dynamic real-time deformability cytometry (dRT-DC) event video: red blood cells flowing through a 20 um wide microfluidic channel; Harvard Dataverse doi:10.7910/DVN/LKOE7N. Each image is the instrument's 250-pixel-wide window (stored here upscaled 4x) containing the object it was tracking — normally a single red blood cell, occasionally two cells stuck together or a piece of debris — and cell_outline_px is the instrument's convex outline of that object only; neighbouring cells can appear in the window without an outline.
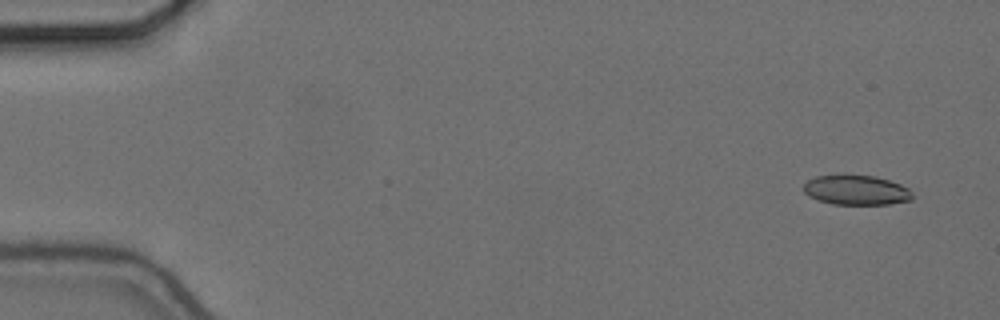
{"species": "common noctule bat (a hibernating species)", "species_latin": "Nyctalus noctula", "temperature_condition": "cold", "stored_images_in_passage": 16, "camera_frame_rate_fps": 3000, "um_per_image_px": 0.085, "animal": {"sex": "female", "body_mass_g": 24.6, "forearm_length_mm": 56.2}, "frame": {"image": 1, "passage_image": 1, "time_ms": 0.0, "image_size_px": [1000, 320], "cell_outline_px": [[912, 200], [888, 204], [832, 204], [808, 196], [804, 192], [804, 184], [808, 180], [816, 176], [836, 172], [844, 172], [876, 176], [900, 184], [908, 188], [912, 192]], "centroid_in_image_um": [72.74, 16.1], "position_along_channel_um": 12.3, "area_um2": 19.54}}
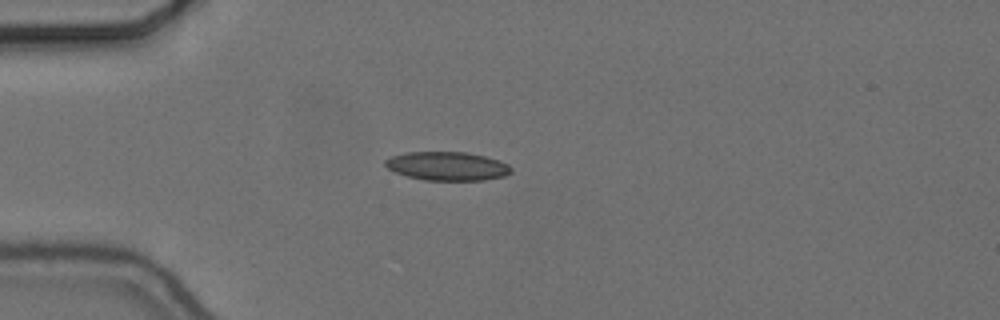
{"frame": {"image": 2, "passage_image": 13, "time_ms": 4.0, "image_size_px": [1000, 320], "cell_outline_px": [[512, 172], [504, 176], [484, 180], [424, 180], [408, 176], [396, 172], [388, 168], [384, 164], [384, 160], [392, 156], [404, 152], [468, 152], [500, 160], [508, 164], [512, 168]], "centroid_in_image_um": [38.03, 14.11], "position_along_channel_um": 47.0, "area_um2": 21.1}}